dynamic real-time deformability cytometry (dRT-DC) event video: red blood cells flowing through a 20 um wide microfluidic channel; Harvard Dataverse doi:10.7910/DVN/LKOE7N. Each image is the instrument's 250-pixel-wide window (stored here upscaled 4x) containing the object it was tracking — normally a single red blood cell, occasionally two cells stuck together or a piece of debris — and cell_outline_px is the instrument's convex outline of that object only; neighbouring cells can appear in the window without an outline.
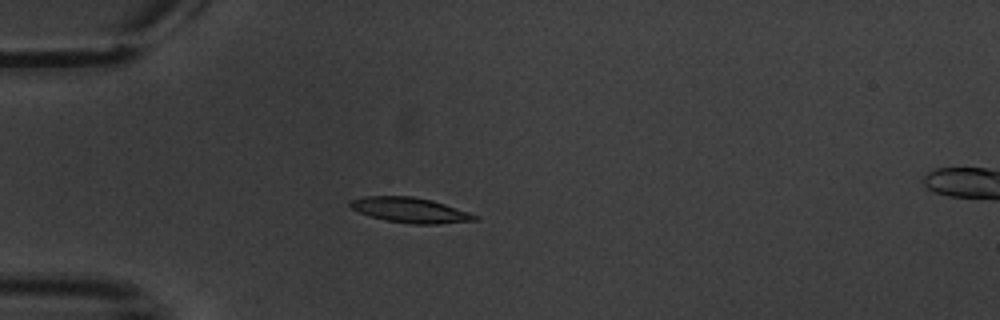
{"species": "common noctule bat (a hibernating species)", "species_latin": "Nyctalus noctula", "temperature_condition": "warm", "stored_images_in_passage": 5, "camera_frame_rate_fps": 3000, "um_per_image_px": 0.085, "animal": {"sex": "male", "body_mass_g": 20.1, "forearm_length_mm": 53.5}, "frame": {"image": 1, "passage_image": 4, "time_ms": 4.333, "image_size_px": [1000, 320], "cell_outline_px": [[480, 220], [436, 224], [412, 224], [384, 220], [360, 212], [352, 208], [348, 204], [348, 200], [364, 196], [412, 196], [432, 200], [480, 216]], "centroid_in_image_um": [34.87, 17.86], "position_along_channel_um": 50.1, "area_um2": 18.26}}